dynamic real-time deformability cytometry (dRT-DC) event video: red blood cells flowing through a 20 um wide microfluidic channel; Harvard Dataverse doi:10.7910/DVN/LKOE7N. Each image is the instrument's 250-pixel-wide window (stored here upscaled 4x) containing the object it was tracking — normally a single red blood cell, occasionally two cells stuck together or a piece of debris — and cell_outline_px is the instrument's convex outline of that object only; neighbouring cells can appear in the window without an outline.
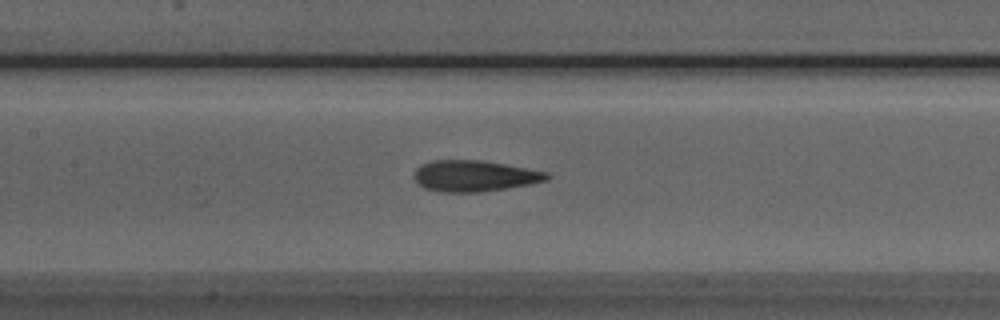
{"species": "Egyptian fruit bat (a non-hibernating species)", "species_latin": "Rousettus aegyptiacus", "temperature_condition": "room temperature", "stored_images_in_passage": 41, "camera_frame_rate_fps": 3000, "um_per_image_px": 0.085, "animal": {"sex": "male"}, "frame": {"image": 1, "passage_image": 20, "time_ms": 6.333, "image_size_px": [1000, 320], "cell_outline_px": [[552, 176], [548, 180], [508, 188], [480, 192], [440, 192], [424, 188], [412, 176], [416, 168], [424, 164], [436, 160], [480, 160], [504, 164], [548, 172]], "centroid_in_image_um": [40.34, 14.96], "position_along_channel_um": 167.1, "area_um2": 23.99}}
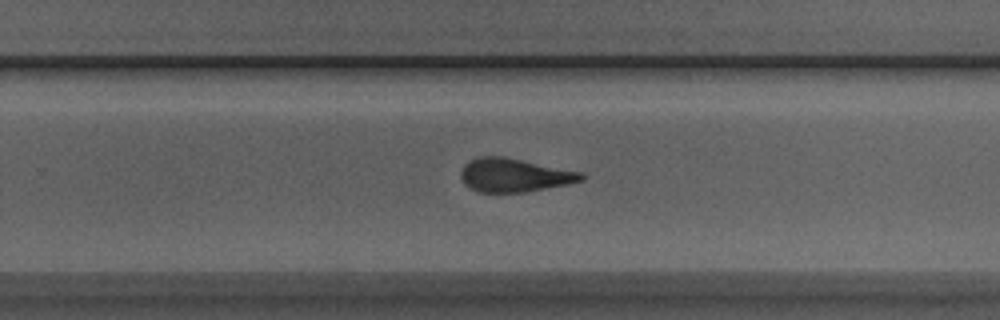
{"frame": {"image": 2, "passage_image": 29, "time_ms": 9.333, "image_size_px": [1000, 320], "cell_outline_px": [[584, 180], [568, 184], [524, 192], [480, 192], [468, 188], [464, 184], [460, 176], [460, 172], [464, 164], [480, 156], [500, 156], [580, 172], [584, 176]], "centroid_in_image_um": [43.66, 14.9], "position_along_channel_um": 286.1, "area_um2": 23.18}}
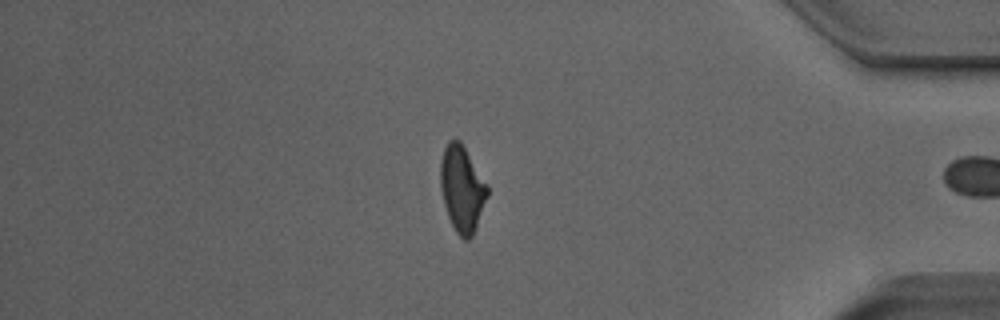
{"frame": {"image": 3, "passage_image": 40, "time_ms": 13.0, "image_size_px": [1000, 320], "cell_outline_px": [[488, 196], [472, 236], [468, 240], [464, 240], [456, 232], [448, 216], [444, 204], [440, 188], [440, 164], [444, 148], [448, 140], [460, 140], [488, 184]], "centroid_in_image_um": [39.27, 16.03], "position_along_channel_um": 395.9, "area_um2": 23.52}, "authors_computed_cell_mechanics": {"area_um2": 24.276, "velocity_mm_per_s": 3.9855, "shape_relaxation_time_tau1_ms": 5.6085, "shape_relaxation_time_tau2_ms": 2.1243, "deformation_change_tau1": 0.176, "deformation_change_tau2": 0.1015}}